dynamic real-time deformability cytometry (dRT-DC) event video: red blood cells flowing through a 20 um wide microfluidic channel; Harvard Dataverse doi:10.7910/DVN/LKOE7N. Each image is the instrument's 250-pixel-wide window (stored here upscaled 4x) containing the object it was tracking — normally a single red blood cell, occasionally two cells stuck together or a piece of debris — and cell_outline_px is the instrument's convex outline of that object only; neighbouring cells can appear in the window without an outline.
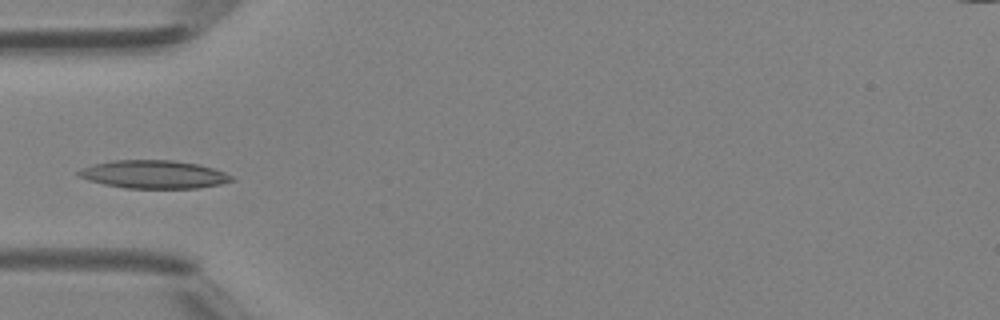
{"species": "Egyptian fruit bat (a non-hibernating species)", "species_latin": "Rousettus aegyptiacus", "temperature_condition": "room temperature", "stored_images_in_passage": 30, "camera_frame_rate_fps": 3000, "um_per_image_px": 0.085, "animal": {"sex": "female"}, "frame": {"image": 1, "passage_image": 1, "time_ms": 0.0, "image_size_px": [1000, 320], "cell_outline_px": [[236, 180], [220, 184], [196, 188], [124, 188], [104, 184], [88, 180], [76, 176], [76, 172], [80, 168], [92, 164], [112, 160], [172, 160], [196, 164], [212, 168], [224, 172], [232, 176]], "centroid_in_image_um": [13.02, 14.82], "position_along_channel_um": 72.0, "area_um2": 25.14}}
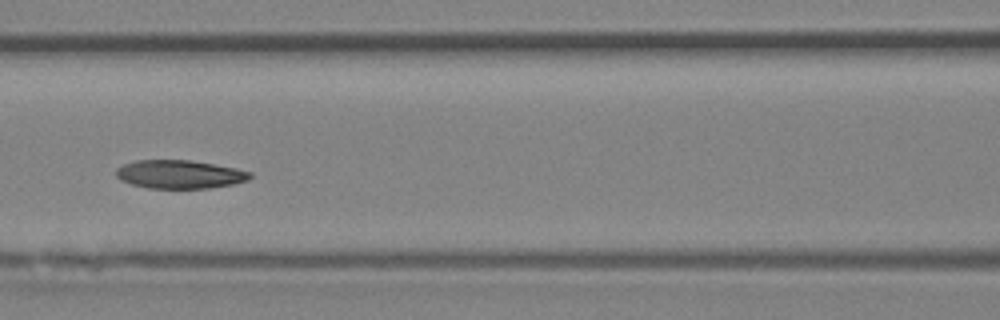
{"frame": {"image": 2, "passage_image": 6, "time_ms": 1.667, "image_size_px": [1000, 320], "cell_outline_px": [[252, 176], [248, 180], [232, 184], [208, 188], [148, 188], [132, 184], [120, 180], [116, 176], [116, 168], [124, 164], [136, 160], [188, 160], [216, 164], [236, 168], [252, 172]], "centroid_in_image_um": [15.27, 14.81], "position_along_channel_um": 151.3, "area_um2": 22.2}}
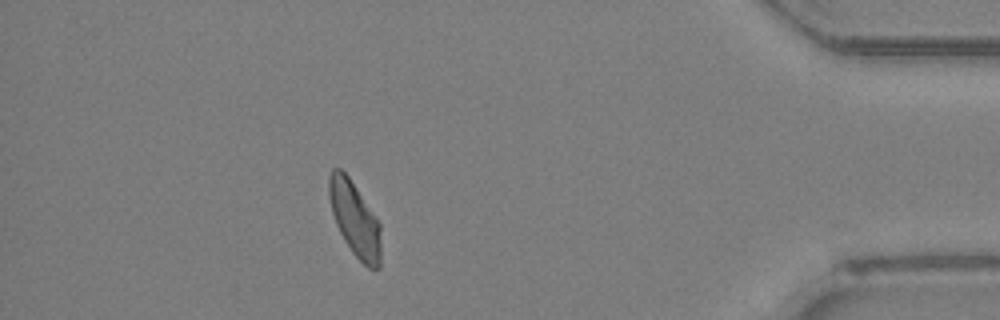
{"frame": {"image": 3, "passage_image": 25, "time_ms": 8.0, "image_size_px": [1000, 320], "cell_outline_px": [[380, 268], [368, 268], [352, 252], [344, 240], [336, 224], [332, 212], [328, 196], [328, 176], [332, 168], [340, 168], [348, 176], [380, 224]], "centroid_in_image_um": [30.13, 18.61], "position_along_channel_um": 405.1, "area_um2": 22.25}}